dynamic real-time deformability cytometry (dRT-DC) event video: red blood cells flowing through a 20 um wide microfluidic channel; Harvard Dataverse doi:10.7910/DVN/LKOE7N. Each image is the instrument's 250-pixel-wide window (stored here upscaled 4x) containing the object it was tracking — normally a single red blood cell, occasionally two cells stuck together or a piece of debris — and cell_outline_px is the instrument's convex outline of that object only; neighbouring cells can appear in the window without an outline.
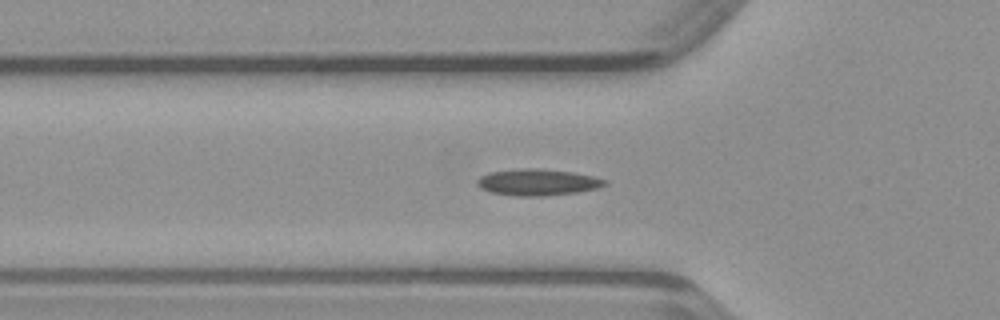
{"species": "common noctule bat (a hibernating species)", "species_latin": "Nyctalus noctula", "temperature_condition": "warm", "stored_images_in_passage": 42, "camera_frame_rate_fps": 3000, "um_per_image_px": 0.085, "animal": {"sex": "male", "body_mass_g": 23.1, "forearm_length_mm": 52.7}, "frame": {"image": 1, "passage_image": 9, "time_ms": 2.667, "image_size_px": [1000, 320], "cell_outline_px": [[608, 184], [596, 188], [576, 192], [540, 196], [516, 196], [492, 192], [480, 188], [476, 184], [476, 180], [480, 176], [488, 172], [520, 168], [540, 168], [572, 172], [592, 176], [608, 180]], "centroid_in_image_um": [45.67, 15.48], "position_along_channel_um": 80.1, "area_um2": 19.71}}
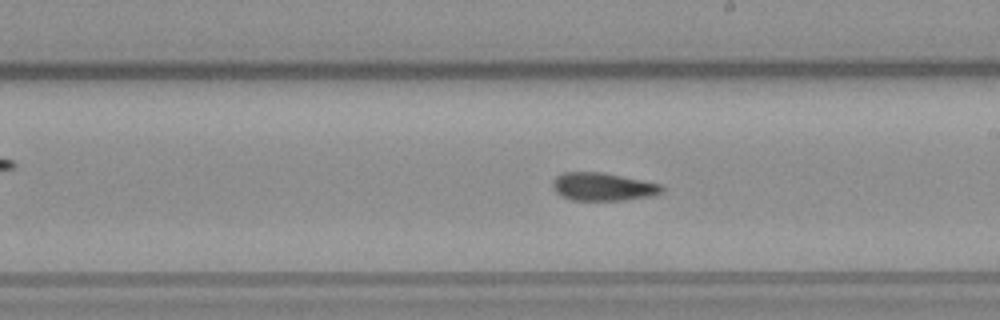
{"frame": {"image": 2, "passage_image": 20, "time_ms": 6.333, "image_size_px": [1000, 320], "cell_outline_px": [[664, 192], [652, 196], [624, 200], [572, 200], [556, 192], [552, 188], [552, 180], [556, 176], [564, 172], [600, 172], [664, 184]], "centroid_in_image_um": [51.28, 15.87], "position_along_channel_um": 237.7, "area_um2": 17.92}}
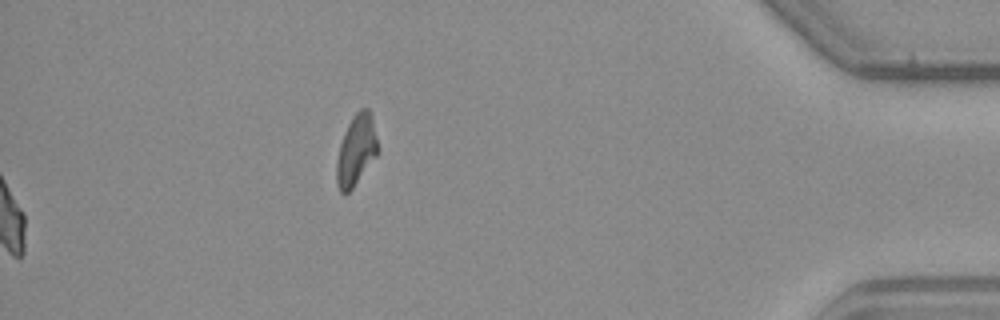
{"frame": {"image": 3, "passage_image": 42, "time_ms": 13.667, "image_size_px": [1000, 320], "cell_outline_px": [[376, 156], [352, 188], [344, 196], [340, 192], [336, 184], [336, 160], [340, 144], [344, 132], [352, 116], [360, 108], [368, 108], [372, 116], [376, 136]], "centroid_in_image_um": [30.23, 12.77], "position_along_channel_um": 405.0, "area_um2": 16.82}}